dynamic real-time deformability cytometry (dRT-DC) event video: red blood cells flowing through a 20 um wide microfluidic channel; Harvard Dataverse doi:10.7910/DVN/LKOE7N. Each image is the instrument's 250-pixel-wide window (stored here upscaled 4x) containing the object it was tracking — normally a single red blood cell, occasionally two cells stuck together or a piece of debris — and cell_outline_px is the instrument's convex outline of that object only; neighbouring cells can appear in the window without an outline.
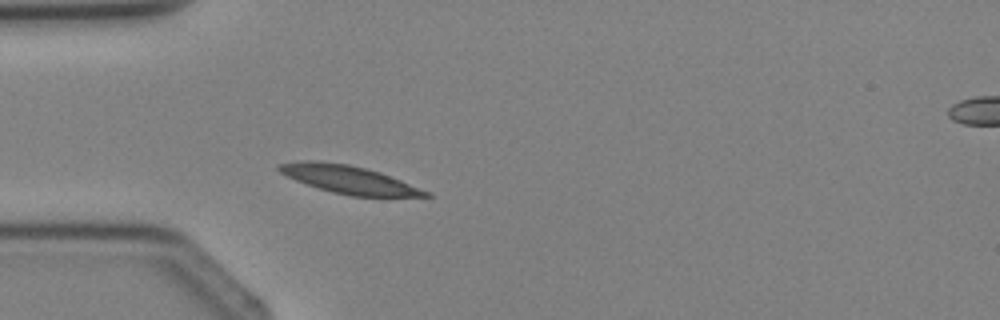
{"species": "Egyptian fruit bat (a non-hibernating species)", "species_latin": "Rousettus aegyptiacus", "temperature_condition": "cold", "stored_images_in_passage": 3, "camera_frame_rate_fps": 3000, "um_per_image_px": 0.085, "animal": {"sex": "female"}, "frame": {"image": 1, "passage_image": 2, "time_ms": 1.333, "image_size_px": [1000, 320], "cell_outline_px": [[432, 196], [352, 196], [332, 192], [296, 180], [280, 172], [276, 168], [276, 164], [304, 160], [312, 160], [348, 164], [380, 172], [432, 192]], "centroid_in_image_um": [29.66, 15.25], "position_along_channel_um": 55.3, "area_um2": 23.58}}